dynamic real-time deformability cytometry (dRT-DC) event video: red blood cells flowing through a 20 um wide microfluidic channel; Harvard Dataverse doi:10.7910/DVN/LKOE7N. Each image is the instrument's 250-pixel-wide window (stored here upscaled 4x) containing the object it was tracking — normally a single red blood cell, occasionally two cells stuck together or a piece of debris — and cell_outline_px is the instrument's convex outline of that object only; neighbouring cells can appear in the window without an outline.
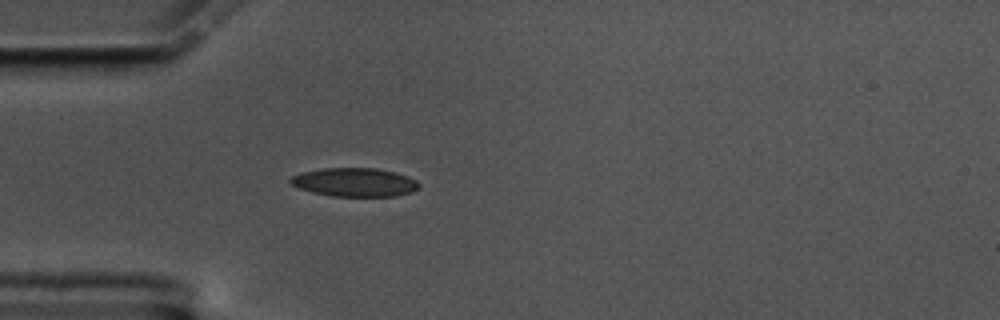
{"species": "common noctule bat (a hibernating species)", "species_latin": "Nyctalus noctula", "temperature_condition": "cold", "stored_images_in_passage": 42, "camera_frame_rate_fps": 3000, "um_per_image_px": 0.085, "animal": {"sex": "male", "body_mass_g": 17.5, "forearm_length_mm": 52.3}, "frame": {"image": 1, "passage_image": 1, "time_ms": 0.0, "image_size_px": [1000, 320], "cell_outline_px": [[420, 188], [412, 192], [396, 196], [332, 196], [312, 192], [288, 184], [288, 180], [292, 176], [300, 172], [324, 168], [376, 168], [396, 172], [408, 176], [416, 180], [420, 184]], "centroid_in_image_um": [30.14, 15.49], "position_along_channel_um": 54.9, "area_um2": 21.68}}
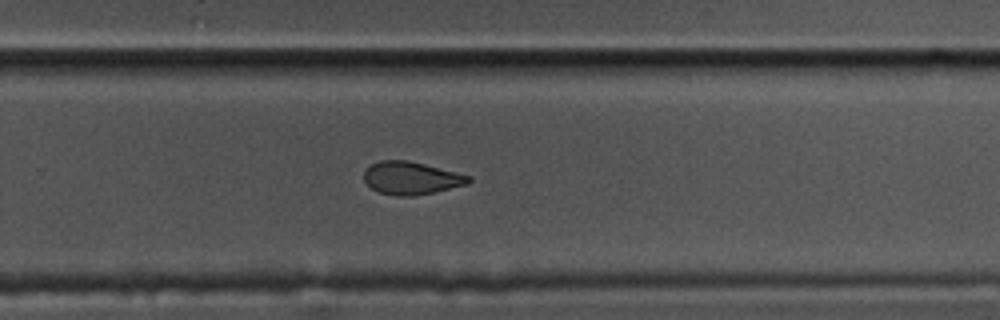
{"frame": {"image": 2, "passage_image": 22, "time_ms": 7.0, "image_size_px": [1000, 320], "cell_outline_px": [[472, 180], [468, 184], [432, 192], [412, 196], [396, 196], [380, 192], [372, 188], [364, 180], [364, 168], [380, 160], [408, 160], [472, 176]], "centroid_in_image_um": [34.94, 15.13], "position_along_channel_um": 294.9, "area_um2": 19.88}}
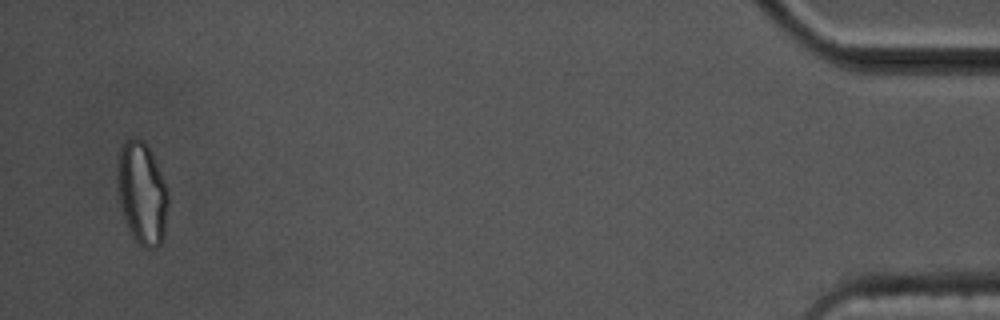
{"frame": {"image": 3, "passage_image": 40, "time_ms": 13.0, "image_size_px": [1000, 320], "cell_outline_px": [[168, 204], [164, 236], [160, 244], [156, 248], [144, 248], [132, 236], [124, 220], [120, 204], [116, 184], [116, 160], [120, 148], [124, 140], [132, 136], [144, 140], [168, 188]], "centroid_in_image_um": [12.04, 16.4], "position_along_channel_um": 423.2, "area_um2": 30.81}, "authors_computed_cell_mechanics": {"area_um2": 21.1259, "velocity_mm_per_s": 3.5165, "shape_relaxation_time_tau1_ms": 10.1648, "shape_relaxation_time_tau2_ms": 5.0233, "deformation_change_tau1": 0.1763, "deformation_change_tau2": 0.1163}}